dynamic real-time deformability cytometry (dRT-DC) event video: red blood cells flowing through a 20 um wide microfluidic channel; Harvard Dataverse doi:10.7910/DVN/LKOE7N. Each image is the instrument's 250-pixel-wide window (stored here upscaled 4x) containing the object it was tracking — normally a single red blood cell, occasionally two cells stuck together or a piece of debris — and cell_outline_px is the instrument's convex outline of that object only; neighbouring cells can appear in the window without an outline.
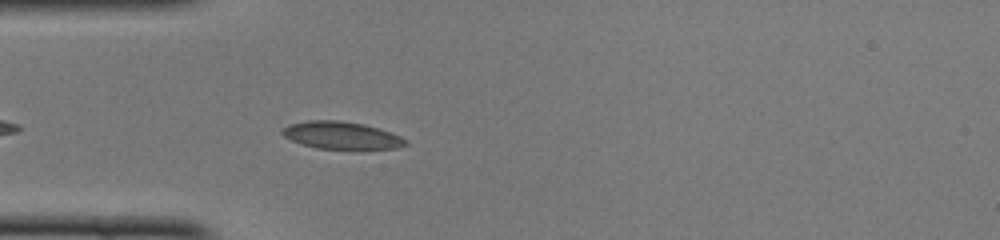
{"species": "common noctule bat (a hibernating species)", "species_latin": "Nyctalus noctula", "temperature_condition": "cold", "stored_images_in_passage": 39, "camera_frame_rate_fps": 3000, "um_per_image_px": 0.085, "animal": {"sex": "female", "body_mass_g": 22.0, "forearm_length_mm": 56.7}, "frame": {"image": 1, "passage_image": 4, "time_ms": 1.0, "image_size_px": [1000, 240], "cell_outline_px": [[408, 144], [396, 148], [316, 148], [300, 144], [284, 136], [280, 132], [288, 124], [308, 120], [336, 120], [364, 124], [380, 128], [400, 136], [408, 140]], "centroid_in_image_um": [29.01, 11.49], "position_along_channel_um": 56.0, "area_um2": 19.54}}
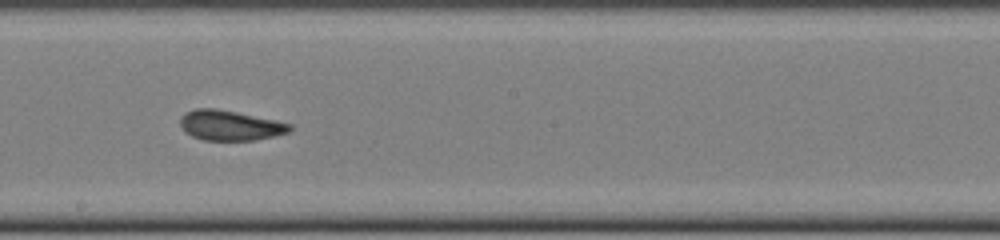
{"frame": {"image": 2, "passage_image": 17, "time_ms": 5.333, "image_size_px": [1000, 240], "cell_outline_px": [[292, 128], [288, 132], [272, 136], [252, 140], [204, 140], [192, 136], [184, 132], [180, 124], [180, 120], [184, 112], [196, 108], [216, 108], [276, 120], [292, 124]], "centroid_in_image_um": [19.52, 10.65], "position_along_channel_um": 228.7, "area_um2": 19.13}}
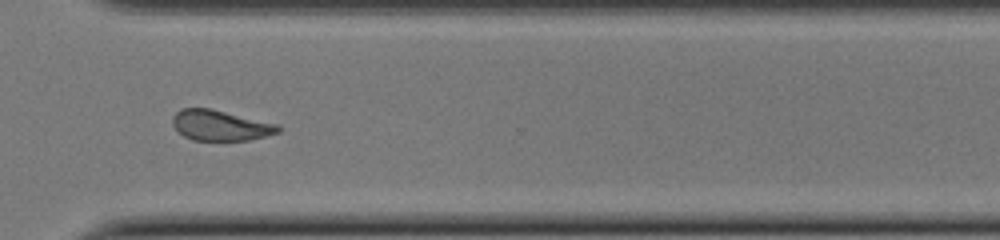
{"frame": {"image": 3, "passage_image": 26, "time_ms": 8.333, "image_size_px": [1000, 240], "cell_outline_px": [[280, 132], [248, 140], [192, 140], [184, 136], [172, 124], [172, 116], [180, 108], [212, 108], [280, 124]], "centroid_in_image_um": [18.74, 10.64], "position_along_channel_um": 351.9, "area_um2": 18.9}, "authors_computed_cell_mechanics": {"area_um2": 19.5364, "velocity_mm_per_s": 4.0795, "shape_relaxation_time_tau1_ms": 6.4181, "shape_relaxation_time_tau2_ms": 2.1184, "deformation_change_tau1": 0.0956, "deformation_change_tau2": 0.0504}}